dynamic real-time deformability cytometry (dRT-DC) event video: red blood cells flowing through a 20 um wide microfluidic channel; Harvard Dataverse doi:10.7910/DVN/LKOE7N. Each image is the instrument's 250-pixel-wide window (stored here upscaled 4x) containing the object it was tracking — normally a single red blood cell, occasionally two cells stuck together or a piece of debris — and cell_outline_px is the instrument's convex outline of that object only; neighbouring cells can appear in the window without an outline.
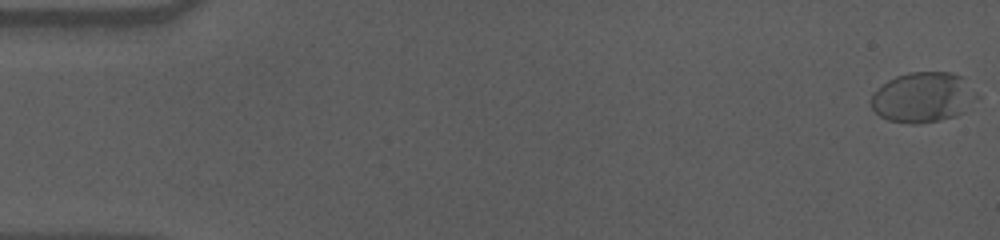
{"species": "human", "species_latin": "Homo sapiens", "temperature_condition": "cold", "stored_images_in_passage": 58, "camera_frame_rate_fps": 3000, "um_per_image_px": 0.085, "donor": {"sex": "male"}, "frame": {"image": 1, "passage_image": 1, "time_ms": 0.0, "image_size_px": [1000, 240], "cell_outline_px": [[964, 112], [956, 116], [940, 120], [916, 124], [908, 124], [888, 120], [880, 116], [872, 108], [872, 96], [888, 80], [896, 76], [912, 72], [952, 72], [960, 76]], "centroid_in_image_um": [78.18, 8.3], "position_along_channel_um": 6.8, "area_um2": 28.44}}
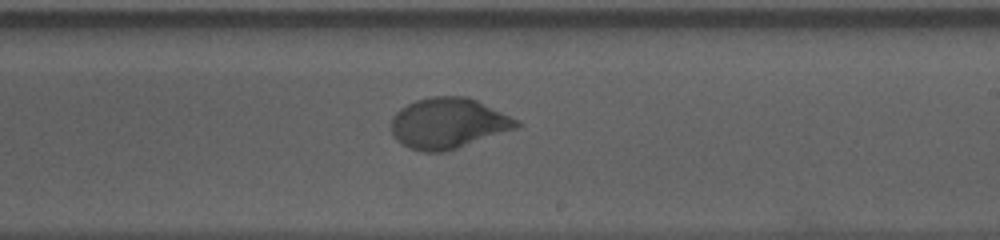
{"frame": {"image": 2, "passage_image": 35, "time_ms": 11.333, "image_size_px": [1000, 240], "cell_outline_px": [[524, 124], [520, 128], [444, 152], [424, 152], [408, 148], [396, 140], [392, 132], [392, 116], [400, 108], [416, 100], [432, 96], [468, 96], [520, 120]], "centroid_in_image_um": [38.14, 10.48], "position_along_channel_um": 250.9, "area_um2": 37.34}}
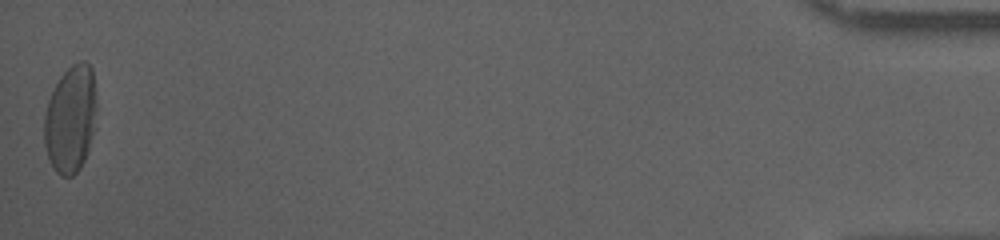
{"frame": {"image": 3, "passage_image": 58, "time_ms": 19.0, "image_size_px": [1000, 240], "cell_outline_px": [[96, 128], [88, 152], [80, 168], [72, 176], [60, 176], [52, 168], [44, 144], [44, 116], [48, 100], [60, 76], [72, 64], [80, 60], [84, 60], [92, 68], [96, 104]], "centroid_in_image_um": [6.01, 10.14], "position_along_channel_um": 429.2, "area_um2": 33.18}, "authors_computed_cell_mechanics": {"area_um2": 33.6396, "velocity_mm_per_s": 3.5566, "shape_relaxation_time_tau1_ms": 4.1066, "shape_relaxation_time_tau2_ms": null, "deformation_change_tau1": 0.1514, "deformation_change_tau2": null}}